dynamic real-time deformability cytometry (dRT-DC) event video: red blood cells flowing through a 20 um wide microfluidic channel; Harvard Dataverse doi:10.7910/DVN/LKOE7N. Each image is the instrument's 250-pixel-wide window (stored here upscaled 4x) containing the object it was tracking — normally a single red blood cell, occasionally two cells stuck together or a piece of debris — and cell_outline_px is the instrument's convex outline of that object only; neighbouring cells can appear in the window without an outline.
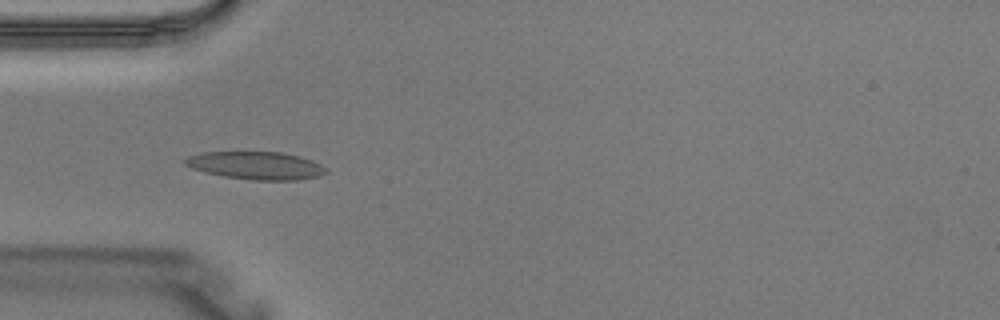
{"species": "Egyptian fruit bat (a non-hibernating species)", "species_latin": "Rousettus aegyptiacus", "temperature_condition": "warm", "stored_images_in_passage": 2, "camera_frame_rate_fps": 3000, "um_per_image_px": 0.085, "animal": {"sex": "male"}, "frame": {"image": 1, "passage_image": 1, "time_ms": 0.0, "image_size_px": [1000, 320], "cell_outline_px": [[328, 172], [320, 176], [296, 180], [252, 180], [224, 176], [204, 172], [192, 168], [184, 164], [184, 160], [188, 156], [200, 152], [280, 152], [300, 156], [312, 160], [328, 168]], "centroid_in_image_um": [21.78, 14.07], "position_along_channel_um": 63.2, "area_um2": 22.95}}